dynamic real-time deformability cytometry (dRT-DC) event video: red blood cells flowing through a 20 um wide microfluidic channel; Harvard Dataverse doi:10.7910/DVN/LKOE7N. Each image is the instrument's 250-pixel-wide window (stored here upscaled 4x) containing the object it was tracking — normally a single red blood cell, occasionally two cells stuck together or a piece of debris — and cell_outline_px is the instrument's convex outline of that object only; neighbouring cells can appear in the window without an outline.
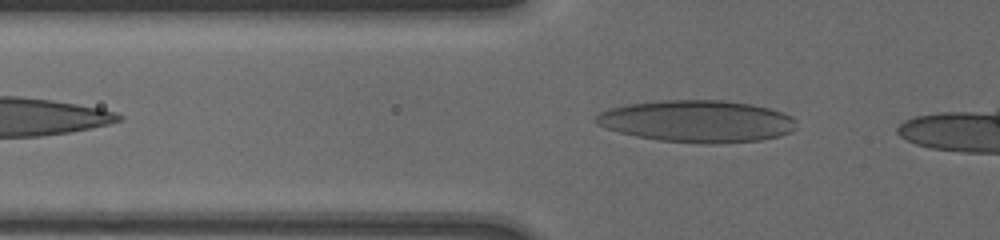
{"species": "human", "species_latin": "Homo sapiens", "temperature_condition": "cold", "stored_images_in_passage": 35, "camera_frame_rate_fps": 3000, "um_per_image_px": 0.085, "donor": {"sex": "male"}, "frame": {"image": 1, "passage_image": 3, "time_ms": 0.667, "image_size_px": [1000, 240], "cell_outline_px": [[796, 128], [792, 132], [780, 136], [760, 140], [716, 144], [712, 144], [660, 140], [636, 136], [620, 132], [596, 124], [596, 116], [600, 112], [612, 108], [628, 104], [668, 100], [720, 100], [752, 104], [768, 108], [792, 116], [796, 120]], "centroid_in_image_um": [59.31, 10.31], "position_along_channel_um": 66.5, "area_um2": 48.78}}
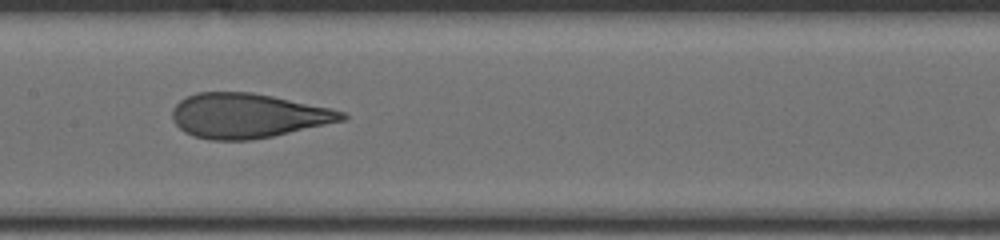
{"frame": {"image": 2, "passage_image": 14, "time_ms": 4.0, "image_size_px": [1000, 240], "cell_outline_px": [[348, 116], [344, 120], [272, 136], [252, 140], [208, 140], [192, 136], [184, 132], [176, 124], [172, 116], [172, 108], [180, 100], [196, 92], [252, 92], [332, 108], [344, 112]], "centroid_in_image_um": [21.03, 9.83], "position_along_channel_um": 186.4, "area_um2": 44.04}}
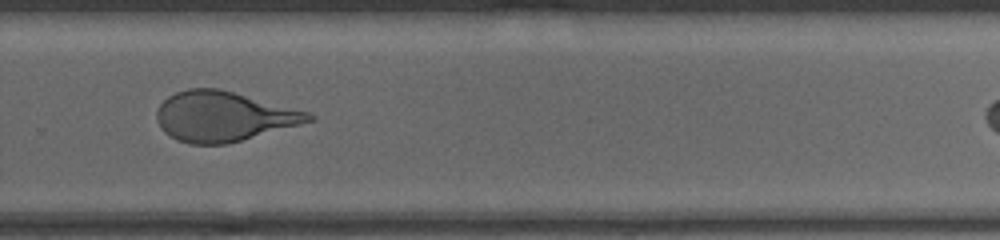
{"frame": {"image": 3, "passage_image": 24, "time_ms": 7.333, "image_size_px": [1000, 240], "cell_outline_px": [[316, 120], [228, 144], [192, 144], [176, 140], [164, 132], [160, 128], [156, 120], [156, 112], [160, 104], [168, 96], [176, 92], [188, 88], [220, 88], [308, 112], [316, 116]], "centroid_in_image_um": [18.98, 9.9], "position_along_channel_um": 310.8, "area_um2": 44.27}}